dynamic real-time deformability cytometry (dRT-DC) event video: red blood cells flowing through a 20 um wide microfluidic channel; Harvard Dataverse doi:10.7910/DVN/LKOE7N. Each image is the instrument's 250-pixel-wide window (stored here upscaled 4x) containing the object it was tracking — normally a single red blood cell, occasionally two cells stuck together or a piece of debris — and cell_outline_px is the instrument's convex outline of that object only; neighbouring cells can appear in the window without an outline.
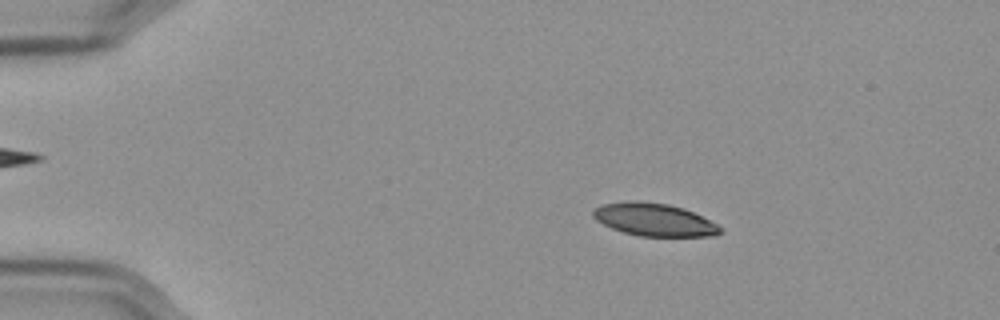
{"species": "Egyptian fruit bat (a non-hibernating species)", "species_latin": "Rousettus aegyptiacus", "temperature_condition": "cold", "stored_images_in_passage": 57, "camera_frame_rate_fps": 3000, "um_per_image_px": 0.085, "frame": {"image": 1, "passage_image": 10, "time_ms": 3.0, "image_size_px": [1000, 320], "cell_outline_px": [[724, 232], [716, 236], [640, 236], [624, 232], [612, 228], [596, 220], [592, 216], [592, 212], [596, 208], [604, 204], [636, 200], [668, 204], [684, 208], [724, 228]], "centroid_in_image_um": [55.64, 18.68], "position_along_channel_um": 29.4, "area_um2": 24.1}}
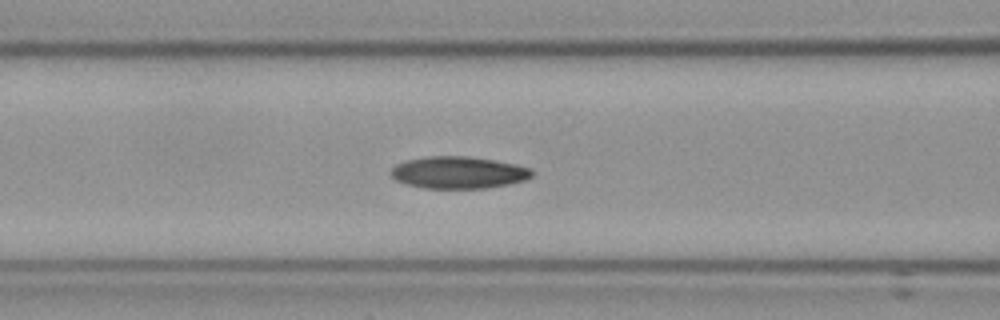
{"frame": {"image": 2, "passage_image": 24, "time_ms": 7.667, "image_size_px": [1000, 320], "cell_outline_px": [[532, 176], [524, 180], [508, 184], [488, 188], [424, 188], [408, 184], [396, 180], [388, 172], [396, 164], [408, 160], [428, 156], [468, 156], [516, 164], [532, 168]], "centroid_in_image_um": [38.97, 14.66], "position_along_channel_um": 127.6, "area_um2": 26.24}}
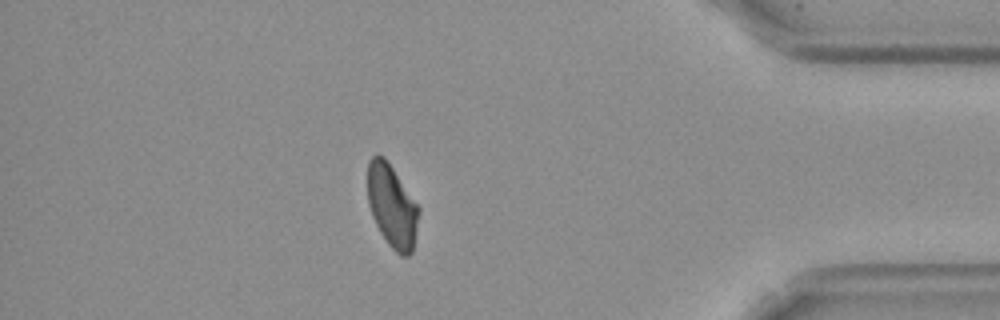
{"frame": {"image": 3, "passage_image": 50, "time_ms": 16.333, "image_size_px": [1000, 320], "cell_outline_px": [[420, 212], [412, 252], [408, 256], [400, 256], [388, 244], [380, 232], [372, 216], [368, 204], [368, 160], [376, 152], [384, 156], [420, 208]], "centroid_in_image_um": [33.31, 17.51], "position_along_channel_um": 401.9, "area_um2": 24.74}, "authors_computed_cell_mechanics": {"area_um2": 25.3742, "velocity_mm_per_s": 3.5667, "shape_relaxation_time_tau1_ms": 9.5112, "shape_relaxation_time_tau2_ms": 6.1934, "deformation_change_tau1": 0.201, "deformation_change_tau2": 0.1153}}